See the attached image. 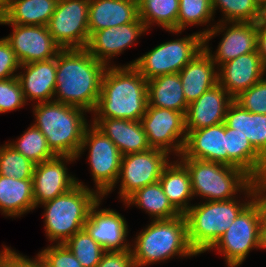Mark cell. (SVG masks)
I'll list each match as a JSON object with an SVG mask.
<instances>
[{
  "label": "cell",
  "mask_w": 266,
  "mask_h": 267,
  "mask_svg": "<svg viewBox=\"0 0 266 267\" xmlns=\"http://www.w3.org/2000/svg\"><path fill=\"white\" fill-rule=\"evenodd\" d=\"M107 67L85 48L62 49L56 56L54 101L92 113L98 102Z\"/></svg>",
  "instance_id": "1"
},
{
  "label": "cell",
  "mask_w": 266,
  "mask_h": 267,
  "mask_svg": "<svg viewBox=\"0 0 266 267\" xmlns=\"http://www.w3.org/2000/svg\"><path fill=\"white\" fill-rule=\"evenodd\" d=\"M148 106V81L133 67L108 66L92 119L140 121Z\"/></svg>",
  "instance_id": "2"
},
{
  "label": "cell",
  "mask_w": 266,
  "mask_h": 267,
  "mask_svg": "<svg viewBox=\"0 0 266 267\" xmlns=\"http://www.w3.org/2000/svg\"><path fill=\"white\" fill-rule=\"evenodd\" d=\"M151 221L136 235L134 244L130 247L135 267L164 262L174 256H197L188 242L184 214L176 218Z\"/></svg>",
  "instance_id": "3"
},
{
  "label": "cell",
  "mask_w": 266,
  "mask_h": 267,
  "mask_svg": "<svg viewBox=\"0 0 266 267\" xmlns=\"http://www.w3.org/2000/svg\"><path fill=\"white\" fill-rule=\"evenodd\" d=\"M86 110L55 101L35 103L33 123L47 140L56 156L76 157L83 140L86 127Z\"/></svg>",
  "instance_id": "4"
},
{
  "label": "cell",
  "mask_w": 266,
  "mask_h": 267,
  "mask_svg": "<svg viewBox=\"0 0 266 267\" xmlns=\"http://www.w3.org/2000/svg\"><path fill=\"white\" fill-rule=\"evenodd\" d=\"M244 195L245 201L233 198L192 205L184 214L187 221L188 242L197 255L209 251L234 219L253 201L250 186L244 191Z\"/></svg>",
  "instance_id": "5"
},
{
  "label": "cell",
  "mask_w": 266,
  "mask_h": 267,
  "mask_svg": "<svg viewBox=\"0 0 266 267\" xmlns=\"http://www.w3.org/2000/svg\"><path fill=\"white\" fill-rule=\"evenodd\" d=\"M100 198L96 190L77 179L69 191L43 203L47 239L53 244H64L84 228L90 209Z\"/></svg>",
  "instance_id": "6"
},
{
  "label": "cell",
  "mask_w": 266,
  "mask_h": 267,
  "mask_svg": "<svg viewBox=\"0 0 266 267\" xmlns=\"http://www.w3.org/2000/svg\"><path fill=\"white\" fill-rule=\"evenodd\" d=\"M178 160L189 171L193 196L205 198V201L238 199L236 194H244L250 186L251 176L241 168L191 158Z\"/></svg>",
  "instance_id": "7"
},
{
  "label": "cell",
  "mask_w": 266,
  "mask_h": 267,
  "mask_svg": "<svg viewBox=\"0 0 266 267\" xmlns=\"http://www.w3.org/2000/svg\"><path fill=\"white\" fill-rule=\"evenodd\" d=\"M203 49V35L195 32L180 39L163 42L126 66H133L149 81L161 75L179 73Z\"/></svg>",
  "instance_id": "8"
},
{
  "label": "cell",
  "mask_w": 266,
  "mask_h": 267,
  "mask_svg": "<svg viewBox=\"0 0 266 267\" xmlns=\"http://www.w3.org/2000/svg\"><path fill=\"white\" fill-rule=\"evenodd\" d=\"M87 148L89 149L88 162L96 192L101 197H105L116 187L123 155L114 142L92 123L84 131L76 159H79Z\"/></svg>",
  "instance_id": "9"
},
{
  "label": "cell",
  "mask_w": 266,
  "mask_h": 267,
  "mask_svg": "<svg viewBox=\"0 0 266 267\" xmlns=\"http://www.w3.org/2000/svg\"><path fill=\"white\" fill-rule=\"evenodd\" d=\"M260 223L259 208L252 201L209 250L222 254L228 267H240L251 250L259 249Z\"/></svg>",
  "instance_id": "10"
},
{
  "label": "cell",
  "mask_w": 266,
  "mask_h": 267,
  "mask_svg": "<svg viewBox=\"0 0 266 267\" xmlns=\"http://www.w3.org/2000/svg\"><path fill=\"white\" fill-rule=\"evenodd\" d=\"M168 157L166 151L155 148L123 155L116 181V184L120 182V200L125 202L138 189L158 182L164 167L170 162Z\"/></svg>",
  "instance_id": "11"
},
{
  "label": "cell",
  "mask_w": 266,
  "mask_h": 267,
  "mask_svg": "<svg viewBox=\"0 0 266 267\" xmlns=\"http://www.w3.org/2000/svg\"><path fill=\"white\" fill-rule=\"evenodd\" d=\"M89 0H58L47 28L62 49L85 48L88 30Z\"/></svg>",
  "instance_id": "12"
},
{
  "label": "cell",
  "mask_w": 266,
  "mask_h": 267,
  "mask_svg": "<svg viewBox=\"0 0 266 267\" xmlns=\"http://www.w3.org/2000/svg\"><path fill=\"white\" fill-rule=\"evenodd\" d=\"M229 25V26H228ZM223 33L215 52L209 48V40ZM204 38V49L219 68L222 64L250 52L257 51L258 26L256 22H217L199 31ZM213 52V54H212ZM215 54V55H214Z\"/></svg>",
  "instance_id": "13"
},
{
  "label": "cell",
  "mask_w": 266,
  "mask_h": 267,
  "mask_svg": "<svg viewBox=\"0 0 266 267\" xmlns=\"http://www.w3.org/2000/svg\"><path fill=\"white\" fill-rule=\"evenodd\" d=\"M140 122L151 148L173 153L178 157L182 154L187 137L184 113L147 106Z\"/></svg>",
  "instance_id": "14"
},
{
  "label": "cell",
  "mask_w": 266,
  "mask_h": 267,
  "mask_svg": "<svg viewBox=\"0 0 266 267\" xmlns=\"http://www.w3.org/2000/svg\"><path fill=\"white\" fill-rule=\"evenodd\" d=\"M11 25L12 32L4 37L11 45L19 64L46 61L55 58L62 48L49 33L47 26Z\"/></svg>",
  "instance_id": "15"
},
{
  "label": "cell",
  "mask_w": 266,
  "mask_h": 267,
  "mask_svg": "<svg viewBox=\"0 0 266 267\" xmlns=\"http://www.w3.org/2000/svg\"><path fill=\"white\" fill-rule=\"evenodd\" d=\"M76 160V157L71 156H55L35 164L32 177L35 208L66 193L77 184L78 178L68 174L66 167L68 163Z\"/></svg>",
  "instance_id": "16"
},
{
  "label": "cell",
  "mask_w": 266,
  "mask_h": 267,
  "mask_svg": "<svg viewBox=\"0 0 266 267\" xmlns=\"http://www.w3.org/2000/svg\"><path fill=\"white\" fill-rule=\"evenodd\" d=\"M102 199L90 209L84 228L106 251L129 250L131 244L126 238L129 232L127 221L113 209H99Z\"/></svg>",
  "instance_id": "17"
},
{
  "label": "cell",
  "mask_w": 266,
  "mask_h": 267,
  "mask_svg": "<svg viewBox=\"0 0 266 267\" xmlns=\"http://www.w3.org/2000/svg\"><path fill=\"white\" fill-rule=\"evenodd\" d=\"M147 31L144 22L139 18L136 22L93 32L85 49L96 60L107 66H113L110 62L111 58L132 46L137 42L138 37H141Z\"/></svg>",
  "instance_id": "18"
},
{
  "label": "cell",
  "mask_w": 266,
  "mask_h": 267,
  "mask_svg": "<svg viewBox=\"0 0 266 267\" xmlns=\"http://www.w3.org/2000/svg\"><path fill=\"white\" fill-rule=\"evenodd\" d=\"M266 76L258 51L240 55L218 68V83L233 97L248 90Z\"/></svg>",
  "instance_id": "19"
},
{
  "label": "cell",
  "mask_w": 266,
  "mask_h": 267,
  "mask_svg": "<svg viewBox=\"0 0 266 267\" xmlns=\"http://www.w3.org/2000/svg\"><path fill=\"white\" fill-rule=\"evenodd\" d=\"M234 98L218 83L200 98L188 104L185 114L186 131L221 124Z\"/></svg>",
  "instance_id": "20"
},
{
  "label": "cell",
  "mask_w": 266,
  "mask_h": 267,
  "mask_svg": "<svg viewBox=\"0 0 266 267\" xmlns=\"http://www.w3.org/2000/svg\"><path fill=\"white\" fill-rule=\"evenodd\" d=\"M187 137L179 158H191L228 165L225 123L186 131Z\"/></svg>",
  "instance_id": "21"
},
{
  "label": "cell",
  "mask_w": 266,
  "mask_h": 267,
  "mask_svg": "<svg viewBox=\"0 0 266 267\" xmlns=\"http://www.w3.org/2000/svg\"><path fill=\"white\" fill-rule=\"evenodd\" d=\"M22 72L17 73L26 101L44 103L54 101L56 88V57L46 61L22 64ZM24 72V73H23ZM29 100V101H28Z\"/></svg>",
  "instance_id": "22"
},
{
  "label": "cell",
  "mask_w": 266,
  "mask_h": 267,
  "mask_svg": "<svg viewBox=\"0 0 266 267\" xmlns=\"http://www.w3.org/2000/svg\"><path fill=\"white\" fill-rule=\"evenodd\" d=\"M139 19L138 0H89L88 30L93 32Z\"/></svg>",
  "instance_id": "23"
},
{
  "label": "cell",
  "mask_w": 266,
  "mask_h": 267,
  "mask_svg": "<svg viewBox=\"0 0 266 267\" xmlns=\"http://www.w3.org/2000/svg\"><path fill=\"white\" fill-rule=\"evenodd\" d=\"M179 77L185 100L189 104L218 84V67L203 49L182 70Z\"/></svg>",
  "instance_id": "24"
},
{
  "label": "cell",
  "mask_w": 266,
  "mask_h": 267,
  "mask_svg": "<svg viewBox=\"0 0 266 267\" xmlns=\"http://www.w3.org/2000/svg\"><path fill=\"white\" fill-rule=\"evenodd\" d=\"M92 124L109 137L120 153L144 152L151 148L140 121L128 119H93Z\"/></svg>",
  "instance_id": "25"
},
{
  "label": "cell",
  "mask_w": 266,
  "mask_h": 267,
  "mask_svg": "<svg viewBox=\"0 0 266 267\" xmlns=\"http://www.w3.org/2000/svg\"><path fill=\"white\" fill-rule=\"evenodd\" d=\"M224 123L246 136L266 159V114L251 113L233 101L227 109Z\"/></svg>",
  "instance_id": "26"
},
{
  "label": "cell",
  "mask_w": 266,
  "mask_h": 267,
  "mask_svg": "<svg viewBox=\"0 0 266 267\" xmlns=\"http://www.w3.org/2000/svg\"><path fill=\"white\" fill-rule=\"evenodd\" d=\"M159 182L171 204L185 214L193 205L189 201L194 197L187 167L178 159L170 161L164 167Z\"/></svg>",
  "instance_id": "27"
},
{
  "label": "cell",
  "mask_w": 266,
  "mask_h": 267,
  "mask_svg": "<svg viewBox=\"0 0 266 267\" xmlns=\"http://www.w3.org/2000/svg\"><path fill=\"white\" fill-rule=\"evenodd\" d=\"M35 209L33 180L0 175V211L6 217H21Z\"/></svg>",
  "instance_id": "28"
},
{
  "label": "cell",
  "mask_w": 266,
  "mask_h": 267,
  "mask_svg": "<svg viewBox=\"0 0 266 267\" xmlns=\"http://www.w3.org/2000/svg\"><path fill=\"white\" fill-rule=\"evenodd\" d=\"M148 106L186 114L188 103L185 100L179 73L161 75L148 81Z\"/></svg>",
  "instance_id": "29"
},
{
  "label": "cell",
  "mask_w": 266,
  "mask_h": 267,
  "mask_svg": "<svg viewBox=\"0 0 266 267\" xmlns=\"http://www.w3.org/2000/svg\"><path fill=\"white\" fill-rule=\"evenodd\" d=\"M228 165L241 168L251 177L266 168V159L252 146L246 136L226 126Z\"/></svg>",
  "instance_id": "30"
},
{
  "label": "cell",
  "mask_w": 266,
  "mask_h": 267,
  "mask_svg": "<svg viewBox=\"0 0 266 267\" xmlns=\"http://www.w3.org/2000/svg\"><path fill=\"white\" fill-rule=\"evenodd\" d=\"M58 0H10L0 24L47 26Z\"/></svg>",
  "instance_id": "31"
},
{
  "label": "cell",
  "mask_w": 266,
  "mask_h": 267,
  "mask_svg": "<svg viewBox=\"0 0 266 267\" xmlns=\"http://www.w3.org/2000/svg\"><path fill=\"white\" fill-rule=\"evenodd\" d=\"M123 205L127 208L135 205L148 213L153 220L171 219L181 215L163 192L159 181L138 189Z\"/></svg>",
  "instance_id": "32"
},
{
  "label": "cell",
  "mask_w": 266,
  "mask_h": 267,
  "mask_svg": "<svg viewBox=\"0 0 266 267\" xmlns=\"http://www.w3.org/2000/svg\"><path fill=\"white\" fill-rule=\"evenodd\" d=\"M138 9L147 30L155 23L165 31H177L179 0H138Z\"/></svg>",
  "instance_id": "33"
},
{
  "label": "cell",
  "mask_w": 266,
  "mask_h": 267,
  "mask_svg": "<svg viewBox=\"0 0 266 267\" xmlns=\"http://www.w3.org/2000/svg\"><path fill=\"white\" fill-rule=\"evenodd\" d=\"M8 144L34 164L42 163L56 156L49 148L45 136L33 124L16 141L13 140L10 143L8 141Z\"/></svg>",
  "instance_id": "34"
},
{
  "label": "cell",
  "mask_w": 266,
  "mask_h": 267,
  "mask_svg": "<svg viewBox=\"0 0 266 267\" xmlns=\"http://www.w3.org/2000/svg\"><path fill=\"white\" fill-rule=\"evenodd\" d=\"M212 10V0H179V12L177 18V31L171 33H182L188 26L207 25L214 21Z\"/></svg>",
  "instance_id": "35"
},
{
  "label": "cell",
  "mask_w": 266,
  "mask_h": 267,
  "mask_svg": "<svg viewBox=\"0 0 266 267\" xmlns=\"http://www.w3.org/2000/svg\"><path fill=\"white\" fill-rule=\"evenodd\" d=\"M65 245L75 255L82 267H96L106 252L85 228L70 237Z\"/></svg>",
  "instance_id": "36"
},
{
  "label": "cell",
  "mask_w": 266,
  "mask_h": 267,
  "mask_svg": "<svg viewBox=\"0 0 266 267\" xmlns=\"http://www.w3.org/2000/svg\"><path fill=\"white\" fill-rule=\"evenodd\" d=\"M217 9L224 16L218 22H256L260 4L258 0H212L214 16Z\"/></svg>",
  "instance_id": "37"
},
{
  "label": "cell",
  "mask_w": 266,
  "mask_h": 267,
  "mask_svg": "<svg viewBox=\"0 0 266 267\" xmlns=\"http://www.w3.org/2000/svg\"><path fill=\"white\" fill-rule=\"evenodd\" d=\"M34 168L35 164L8 142L0 146V175L19 180L32 179Z\"/></svg>",
  "instance_id": "38"
},
{
  "label": "cell",
  "mask_w": 266,
  "mask_h": 267,
  "mask_svg": "<svg viewBox=\"0 0 266 267\" xmlns=\"http://www.w3.org/2000/svg\"><path fill=\"white\" fill-rule=\"evenodd\" d=\"M25 98L18 77L0 80V113L16 111L23 107Z\"/></svg>",
  "instance_id": "39"
},
{
  "label": "cell",
  "mask_w": 266,
  "mask_h": 267,
  "mask_svg": "<svg viewBox=\"0 0 266 267\" xmlns=\"http://www.w3.org/2000/svg\"><path fill=\"white\" fill-rule=\"evenodd\" d=\"M234 101L251 113L266 114V76L248 90L242 91Z\"/></svg>",
  "instance_id": "40"
},
{
  "label": "cell",
  "mask_w": 266,
  "mask_h": 267,
  "mask_svg": "<svg viewBox=\"0 0 266 267\" xmlns=\"http://www.w3.org/2000/svg\"><path fill=\"white\" fill-rule=\"evenodd\" d=\"M51 245L38 253L50 267H82L65 243Z\"/></svg>",
  "instance_id": "41"
},
{
  "label": "cell",
  "mask_w": 266,
  "mask_h": 267,
  "mask_svg": "<svg viewBox=\"0 0 266 267\" xmlns=\"http://www.w3.org/2000/svg\"><path fill=\"white\" fill-rule=\"evenodd\" d=\"M20 64L9 42L3 37L0 39V80L17 76ZM16 72V73H15Z\"/></svg>",
  "instance_id": "42"
},
{
  "label": "cell",
  "mask_w": 266,
  "mask_h": 267,
  "mask_svg": "<svg viewBox=\"0 0 266 267\" xmlns=\"http://www.w3.org/2000/svg\"><path fill=\"white\" fill-rule=\"evenodd\" d=\"M253 202L258 206L261 218H266V168L250 179Z\"/></svg>",
  "instance_id": "43"
},
{
  "label": "cell",
  "mask_w": 266,
  "mask_h": 267,
  "mask_svg": "<svg viewBox=\"0 0 266 267\" xmlns=\"http://www.w3.org/2000/svg\"><path fill=\"white\" fill-rule=\"evenodd\" d=\"M96 267H135L132 251H106Z\"/></svg>",
  "instance_id": "44"
},
{
  "label": "cell",
  "mask_w": 266,
  "mask_h": 267,
  "mask_svg": "<svg viewBox=\"0 0 266 267\" xmlns=\"http://www.w3.org/2000/svg\"><path fill=\"white\" fill-rule=\"evenodd\" d=\"M0 267H38V254L31 259L7 247L0 254Z\"/></svg>",
  "instance_id": "45"
},
{
  "label": "cell",
  "mask_w": 266,
  "mask_h": 267,
  "mask_svg": "<svg viewBox=\"0 0 266 267\" xmlns=\"http://www.w3.org/2000/svg\"><path fill=\"white\" fill-rule=\"evenodd\" d=\"M257 51L266 69V28H258Z\"/></svg>",
  "instance_id": "46"
},
{
  "label": "cell",
  "mask_w": 266,
  "mask_h": 267,
  "mask_svg": "<svg viewBox=\"0 0 266 267\" xmlns=\"http://www.w3.org/2000/svg\"><path fill=\"white\" fill-rule=\"evenodd\" d=\"M266 250V218H261L259 234V250Z\"/></svg>",
  "instance_id": "47"
},
{
  "label": "cell",
  "mask_w": 266,
  "mask_h": 267,
  "mask_svg": "<svg viewBox=\"0 0 266 267\" xmlns=\"http://www.w3.org/2000/svg\"><path fill=\"white\" fill-rule=\"evenodd\" d=\"M256 24L258 28H266V3L260 4L259 15Z\"/></svg>",
  "instance_id": "48"
},
{
  "label": "cell",
  "mask_w": 266,
  "mask_h": 267,
  "mask_svg": "<svg viewBox=\"0 0 266 267\" xmlns=\"http://www.w3.org/2000/svg\"><path fill=\"white\" fill-rule=\"evenodd\" d=\"M10 0H0V17H2L8 10Z\"/></svg>",
  "instance_id": "49"
},
{
  "label": "cell",
  "mask_w": 266,
  "mask_h": 267,
  "mask_svg": "<svg viewBox=\"0 0 266 267\" xmlns=\"http://www.w3.org/2000/svg\"><path fill=\"white\" fill-rule=\"evenodd\" d=\"M38 267H50V266L38 255Z\"/></svg>",
  "instance_id": "50"
},
{
  "label": "cell",
  "mask_w": 266,
  "mask_h": 267,
  "mask_svg": "<svg viewBox=\"0 0 266 267\" xmlns=\"http://www.w3.org/2000/svg\"><path fill=\"white\" fill-rule=\"evenodd\" d=\"M259 4L266 3V0H258Z\"/></svg>",
  "instance_id": "51"
},
{
  "label": "cell",
  "mask_w": 266,
  "mask_h": 267,
  "mask_svg": "<svg viewBox=\"0 0 266 267\" xmlns=\"http://www.w3.org/2000/svg\"><path fill=\"white\" fill-rule=\"evenodd\" d=\"M7 247L3 245V250L0 251V254L6 249Z\"/></svg>",
  "instance_id": "52"
}]
</instances>
